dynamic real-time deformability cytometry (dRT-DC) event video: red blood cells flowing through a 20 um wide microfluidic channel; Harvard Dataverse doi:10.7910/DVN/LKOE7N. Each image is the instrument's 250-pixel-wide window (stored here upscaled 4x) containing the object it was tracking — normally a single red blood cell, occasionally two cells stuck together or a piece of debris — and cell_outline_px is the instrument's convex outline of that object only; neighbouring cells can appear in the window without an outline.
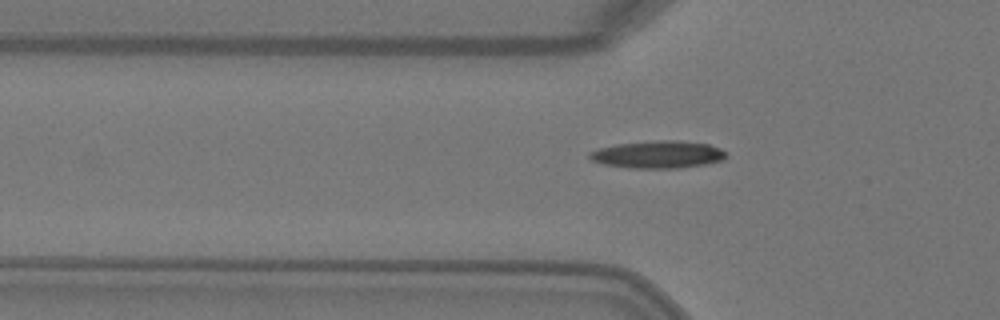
{"species": "Egyptian fruit bat (a non-hibernating species)", "species_latin": "Rousettus aegyptiacus", "temperature_condition": "warm", "stored_images_in_passage": 6, "camera_frame_rate_fps": 3000, "um_per_image_px": 0.085, "animal": {"sex": "female"}, "frame": {"image": 1, "passage_image": 5, "time_ms": 1.333, "image_size_px": [1000, 320], "cell_outline_px": [[724, 160], [704, 164], [676, 168], [632, 168], [604, 164], [592, 160], [588, 156], [588, 152], [600, 148], [616, 144], [656, 140], [676, 140], [708, 144], [720, 148], [724, 152]], "centroid_in_image_um": [55.9, 13.12], "position_along_channel_um": 69.9, "area_um2": 21.62}}
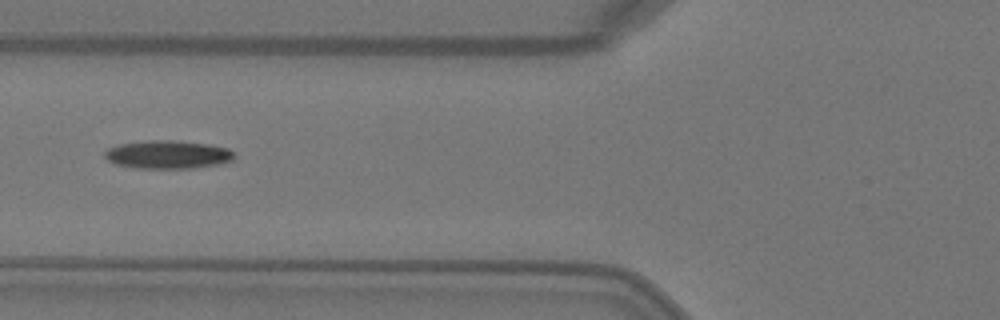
{"frame": {"image": 2, "passage_image": 6, "time_ms": 1.667, "image_size_px": [1000, 320], "cell_outline_px": [[236, 156], [232, 160], [220, 164], [192, 168], [140, 168], [116, 164], [108, 160], [104, 156], [104, 152], [108, 148], [116, 144], [148, 140], [172, 140], [208, 144], [228, 148]], "centroid_in_image_um": [14.25, 13.13], "position_along_channel_um": 111.6, "area_um2": 21.33}}